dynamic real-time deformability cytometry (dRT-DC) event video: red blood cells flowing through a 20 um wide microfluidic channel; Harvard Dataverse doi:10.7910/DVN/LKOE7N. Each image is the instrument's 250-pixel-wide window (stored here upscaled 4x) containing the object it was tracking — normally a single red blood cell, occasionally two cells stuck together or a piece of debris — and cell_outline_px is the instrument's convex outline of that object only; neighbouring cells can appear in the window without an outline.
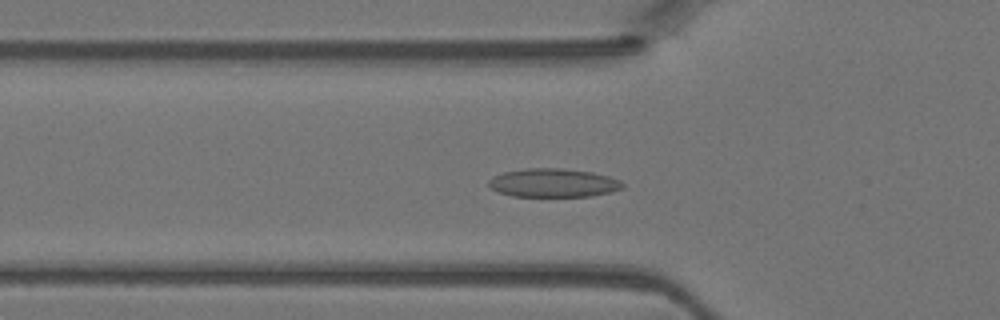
{"species": "Egyptian fruit bat (a non-hibernating species)", "species_latin": "Rousettus aegyptiacus", "temperature_condition": "warm", "stored_images_in_passage": 44, "camera_frame_rate_fps": 3000, "um_per_image_px": 0.085, "animal": {"sex": "female"}, "frame": {"image": 1, "passage_image": 14, "time_ms": 4.333, "image_size_px": [1000, 320], "cell_outline_px": [[624, 188], [612, 192], [592, 196], [512, 196], [500, 192], [492, 188], [488, 184], [488, 180], [492, 176], [504, 172], [528, 168], [564, 168], [592, 172], [608, 176], [620, 180], [624, 184]], "centroid_in_image_um": [47.06, 15.54], "position_along_channel_um": 78.7, "area_um2": 22.37}}
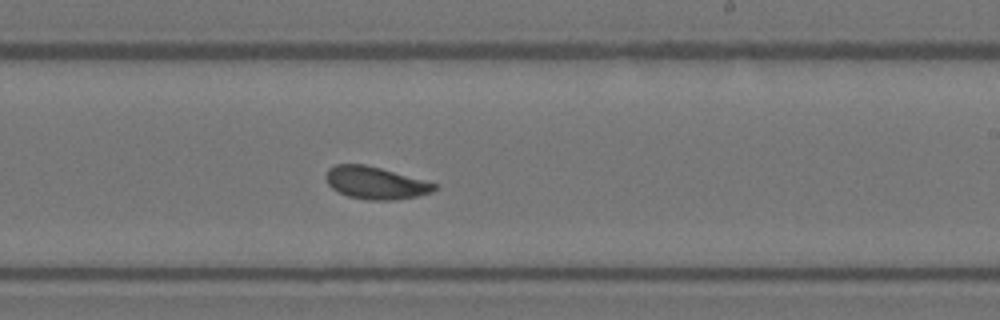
{"frame": {"image": 2, "passage_image": 26, "time_ms": 8.333, "image_size_px": [1000, 320], "cell_outline_px": [[436, 188], [432, 192], [416, 196], [396, 200], [368, 200], [348, 196], [332, 188], [328, 184], [324, 176], [328, 168], [336, 164], [364, 164], [380, 168], [436, 184]], "centroid_in_image_um": [31.86, 15.54], "position_along_channel_um": 257.1, "area_um2": 20.23}}
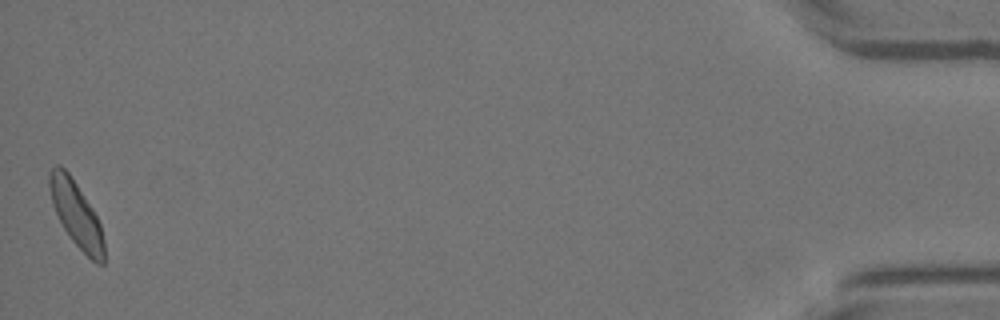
{"frame": {"image": 3, "passage_image": 44, "time_ms": 14.333, "image_size_px": [1000, 320], "cell_outline_px": [[104, 264], [96, 264], [68, 236], [52, 204], [48, 184], [48, 172], [56, 164], [60, 164], [68, 172], [92, 208], [100, 224], [104, 240]], "centroid_in_image_um": [6.46, 18.19], "position_along_channel_um": 428.7, "area_um2": 20.58}}